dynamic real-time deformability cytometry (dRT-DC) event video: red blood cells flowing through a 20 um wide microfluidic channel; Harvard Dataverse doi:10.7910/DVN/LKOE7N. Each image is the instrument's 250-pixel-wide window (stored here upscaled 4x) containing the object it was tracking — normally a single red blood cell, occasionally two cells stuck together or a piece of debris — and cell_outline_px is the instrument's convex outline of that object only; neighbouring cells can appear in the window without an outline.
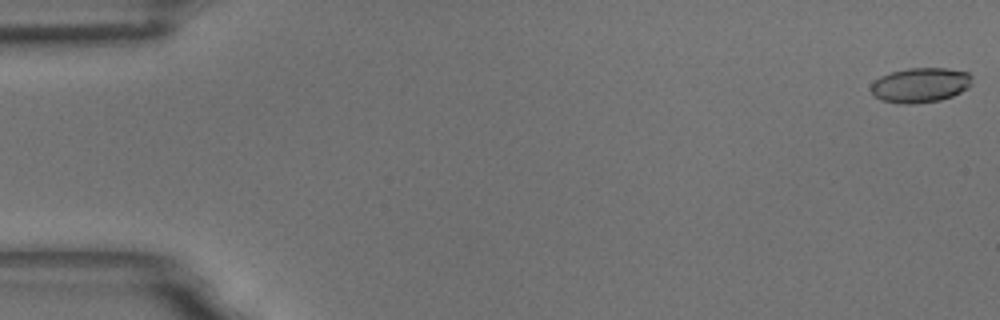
{"species": "common noctule bat (a hibernating species)", "species_latin": "Nyctalus noctula", "temperature_condition": "room temperature", "stored_images_in_passage": 57, "camera_frame_rate_fps": 3000, "um_per_image_px": 0.085, "animal": {"sex": "male", "body_mass_g": 18.8}, "frame": {"image": 1, "passage_image": 1, "time_ms": 0.0, "image_size_px": [1000, 320], "cell_outline_px": [[972, 84], [968, 88], [952, 96], [940, 100], [912, 104], [904, 104], [880, 100], [872, 92], [872, 84], [880, 76], [892, 72], [908, 68], [948, 68], [968, 72], [972, 76]], "centroid_in_image_um": [78.27, 7.23], "position_along_channel_um": 6.7, "area_um2": 20.46}}
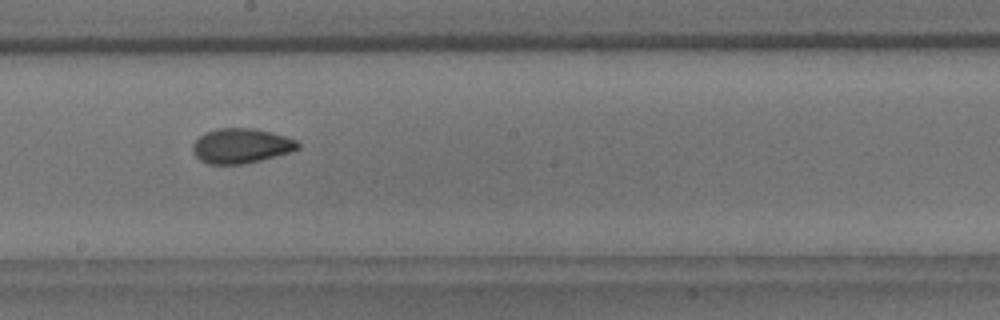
{"frame": {"image": 2, "passage_image": 32, "time_ms": 10.333, "image_size_px": [1000, 320], "cell_outline_px": [[300, 148], [292, 152], [244, 164], [208, 164], [200, 160], [192, 152], [192, 144], [204, 132], [216, 128], [252, 128], [272, 132], [296, 140], [300, 144]], "centroid_in_image_um": [20.49, 12.39], "position_along_channel_um": 227.7, "area_um2": 21.5}}
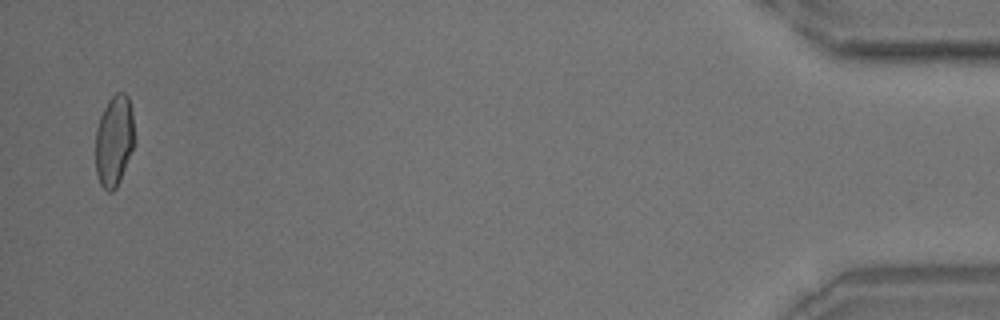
{"frame": {"image": 3, "passage_image": 56, "time_ms": 18.333, "image_size_px": [1000, 320], "cell_outline_px": [[136, 144], [120, 180], [116, 188], [112, 192], [108, 192], [100, 184], [96, 172], [96, 128], [100, 116], [108, 100], [116, 92], [124, 92], [128, 96], [132, 112], [136, 140]], "centroid_in_image_um": [9.73, 11.96], "position_along_channel_um": 425.5, "area_um2": 21.1}, "authors_computed_cell_mechanics": {"area_um2": 20.9814, "velocity_mm_per_s": 3.5497, "shape_relaxation_time_tau1_ms": 7.8435, "shape_relaxation_time_tau2_ms": 1.8642, "deformation_change_tau1": 0.1752, "deformation_change_tau2": 0.0711}}